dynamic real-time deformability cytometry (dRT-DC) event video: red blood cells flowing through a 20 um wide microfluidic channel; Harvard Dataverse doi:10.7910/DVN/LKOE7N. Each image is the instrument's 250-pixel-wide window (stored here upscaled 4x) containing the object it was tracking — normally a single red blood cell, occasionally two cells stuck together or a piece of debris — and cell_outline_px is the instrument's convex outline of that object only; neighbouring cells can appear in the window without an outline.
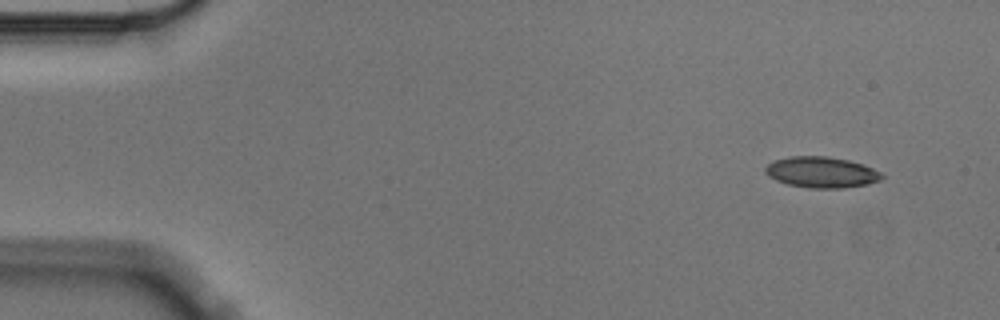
{"species": "Egyptian fruit bat (a non-hibernating species)", "species_latin": "Rousettus aegyptiacus", "temperature_condition": "cold", "stored_images_in_passage": 5, "camera_frame_rate_fps": 3000, "um_per_image_px": 0.085, "animal": {"sex": "male"}, "frame": {"image": 1, "passage_image": 1, "time_ms": 0.0, "image_size_px": [1000, 320], "cell_outline_px": [[884, 176], [880, 180], [868, 184], [844, 188], [808, 188], [788, 184], [776, 180], [768, 176], [764, 172], [764, 168], [772, 160], [788, 156], [828, 156], [848, 160], [864, 164], [880, 172]], "centroid_in_image_um": [69.8, 14.63], "position_along_channel_um": 15.2, "area_um2": 21.21}}